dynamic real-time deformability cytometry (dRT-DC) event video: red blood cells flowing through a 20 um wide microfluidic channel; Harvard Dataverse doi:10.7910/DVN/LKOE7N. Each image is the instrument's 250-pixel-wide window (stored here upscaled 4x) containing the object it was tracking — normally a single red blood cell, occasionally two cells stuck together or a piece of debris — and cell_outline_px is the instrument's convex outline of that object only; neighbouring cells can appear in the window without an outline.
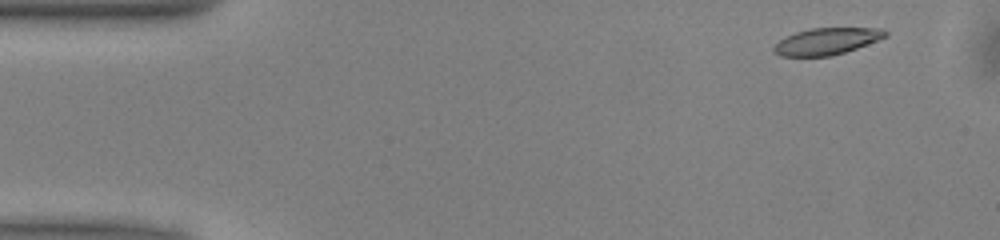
{"species": "common noctule bat (a hibernating species)", "species_latin": "Nyctalus noctula", "temperature_condition": "warm", "stored_images_in_passage": 42, "camera_frame_rate_fps": 3000, "um_per_image_px": 0.085, "animal": {"sex": "male", "body_mass_g": 13.0, "forearm_length_mm": 53.1}, "frame": {"image": 1, "passage_image": 3, "time_ms": 0.667, "image_size_px": [1000, 240], "cell_outline_px": [[888, 36], [856, 48], [832, 56], [780, 56], [772, 52], [772, 48], [784, 36], [796, 32], [812, 28], [884, 28], [888, 32]], "centroid_in_image_um": [70.25, 3.51], "position_along_channel_um": 14.7, "area_um2": 17.4}}
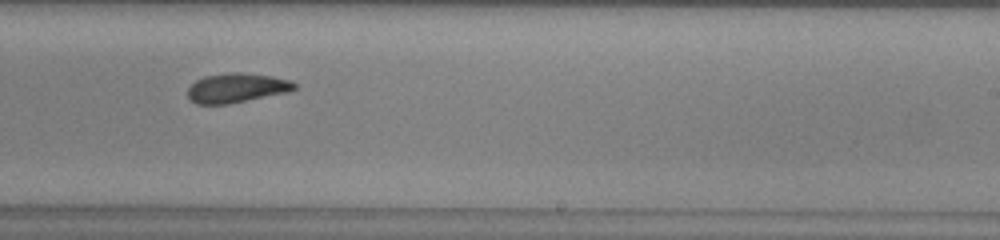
{"frame": {"image": 2, "passage_image": 30, "time_ms": 9.667, "image_size_px": [1000, 240], "cell_outline_px": [[296, 88], [288, 92], [228, 104], [196, 104], [188, 100], [188, 88], [196, 80], [204, 76], [232, 72], [240, 72], [272, 76], [288, 80], [296, 84]], "centroid_in_image_um": [20.08, 7.48], "position_along_channel_um": 268.9, "area_um2": 18.26}}
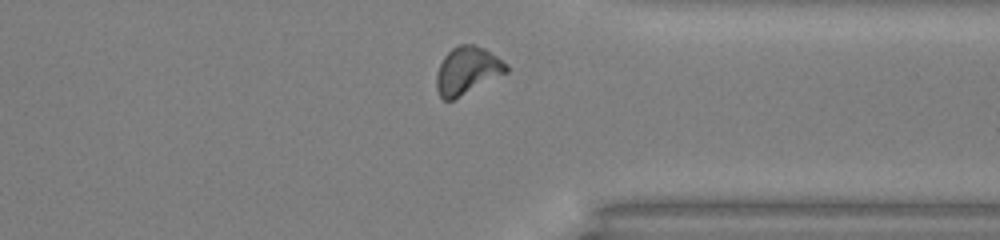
{"frame": {"image": 3, "passage_image": 38, "time_ms": 12.333, "image_size_px": [1000, 240], "cell_outline_px": [[508, 72], [452, 100], [444, 100], [440, 96], [436, 88], [436, 76], [440, 64], [444, 56], [452, 48], [460, 44], [476, 44], [484, 48], [508, 64]], "centroid_in_image_um": [39.71, 5.98], "position_along_channel_um": 371.7, "area_um2": 19.19}, "authors_computed_cell_mechanics": {"area_um2": 18.4671, "velocity_mm_per_s": 3.9861, "shape_relaxation_time_tau1_ms": 3.8255, "shape_relaxation_time_tau2_ms": 3.9336, "deformation_change_tau1": 0.1295, "deformation_change_tau2": 0.1097}}